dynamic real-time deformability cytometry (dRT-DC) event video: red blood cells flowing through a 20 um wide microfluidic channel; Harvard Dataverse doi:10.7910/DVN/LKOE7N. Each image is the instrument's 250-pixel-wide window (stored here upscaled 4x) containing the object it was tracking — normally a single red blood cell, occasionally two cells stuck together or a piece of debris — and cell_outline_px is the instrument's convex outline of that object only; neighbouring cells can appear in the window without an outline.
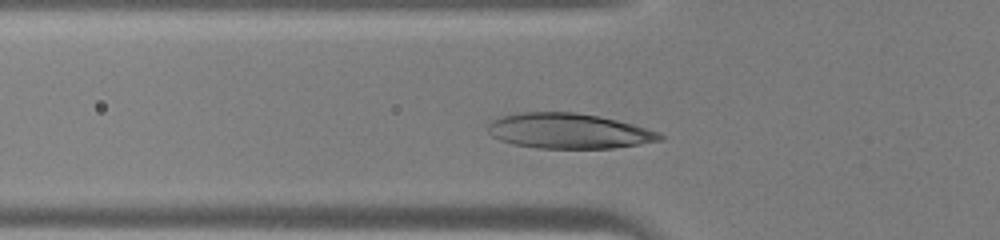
{"species": "human", "species_latin": "Homo sapiens", "temperature_condition": "warm", "stored_images_in_passage": 28, "camera_frame_rate_fps": 3000, "um_per_image_px": 0.085, "donor": {"sex": "male"}, "frame": {"image": 1, "passage_image": 6, "time_ms": 1.667, "image_size_px": [1000, 240], "cell_outline_px": [[664, 140], [612, 148], [536, 148], [512, 144], [500, 140], [492, 136], [488, 132], [488, 124], [492, 120], [504, 116], [520, 112], [572, 112], [600, 116], [632, 124], [660, 132], [664, 136]], "centroid_in_image_um": [48.34, 11.13], "position_along_channel_um": 77.5, "area_um2": 35.26}}
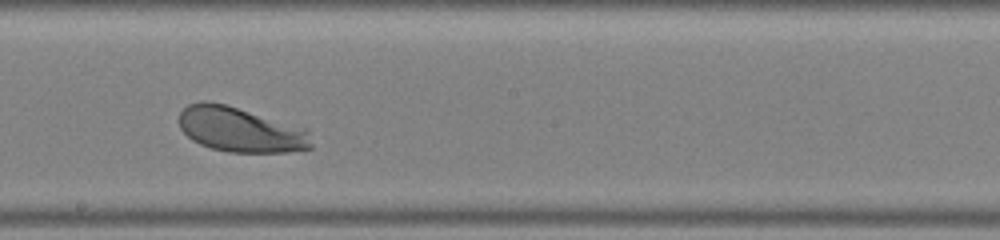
{"frame": {"image": 2, "passage_image": 16, "time_ms": 5.0, "image_size_px": [1000, 240], "cell_outline_px": [[312, 148], [288, 152], [228, 152], [212, 148], [200, 144], [192, 140], [180, 128], [180, 112], [188, 104], [200, 100], [208, 100], [228, 104], [308, 128], [312, 144]], "centroid_in_image_um": [20.46, 10.99], "position_along_channel_um": 227.7, "area_um2": 35.14}}
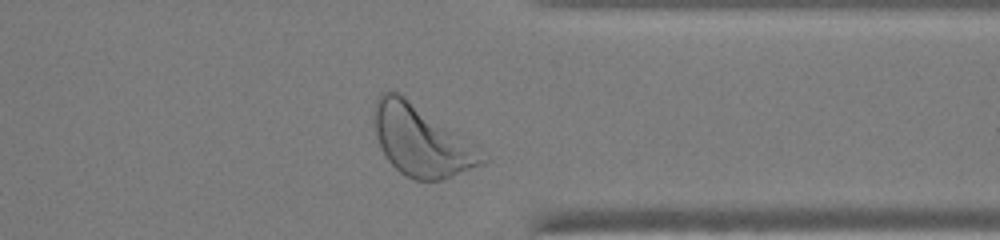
{"frame": {"image": 3, "passage_image": 26, "time_ms": 8.333, "image_size_px": [1000, 240], "cell_outline_px": [[488, 160], [484, 164], [440, 180], [416, 180], [404, 176], [388, 160], [376, 136], [376, 100], [380, 92], [392, 88], [404, 96], [480, 148], [488, 156]], "centroid_in_image_um": [35.84, 11.97], "position_along_channel_um": 375.6, "area_um2": 43.93}}